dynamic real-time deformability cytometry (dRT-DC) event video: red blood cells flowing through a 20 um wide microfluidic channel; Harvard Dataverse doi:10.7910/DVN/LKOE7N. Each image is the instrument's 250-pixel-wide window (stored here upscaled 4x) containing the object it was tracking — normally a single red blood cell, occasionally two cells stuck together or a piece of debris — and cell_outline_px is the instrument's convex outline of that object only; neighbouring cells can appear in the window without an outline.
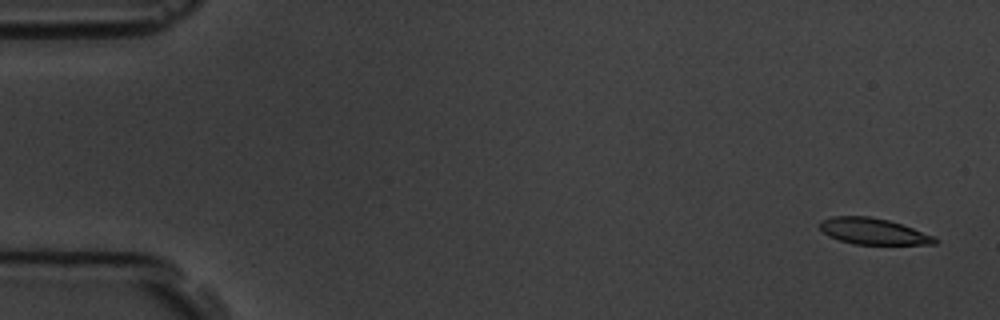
{"species": "common noctule bat (a hibernating species)", "species_latin": "Nyctalus noctula", "temperature_condition": "room temperature", "stored_images_in_passage": 5, "camera_frame_rate_fps": 3000, "um_per_image_px": 0.085, "animal": {"sex": "male", "body_mass_g": 19.5, "forearm_length_mm": 54.6}, "frame": {"image": 1, "passage_image": 1, "time_ms": 0.0, "image_size_px": [1000, 320], "cell_outline_px": [[940, 240], [936, 244], [852, 244], [828, 236], [820, 228], [820, 220], [832, 216], [868, 216], [888, 220], [912, 228], [932, 236]], "centroid_in_image_um": [74.19, 19.66], "position_along_channel_um": 10.8, "area_um2": 17.4}}
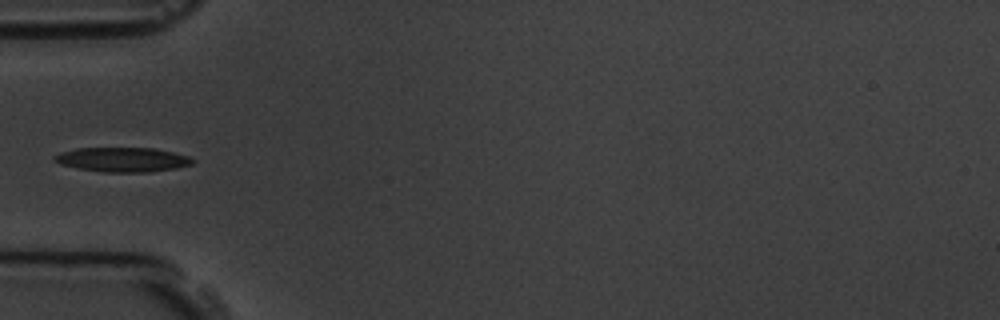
{"frame": {"image": 2, "passage_image": 5, "time_ms": 5.333, "image_size_px": [1000, 320], "cell_outline_px": [[196, 160], [192, 164], [176, 168], [148, 172], [104, 172], [76, 168], [60, 164], [52, 160], [52, 156], [60, 152], [76, 148], [156, 148], [188, 156]], "centroid_in_image_um": [10.38, 13.56], "position_along_channel_um": 74.6, "area_um2": 19.83}}